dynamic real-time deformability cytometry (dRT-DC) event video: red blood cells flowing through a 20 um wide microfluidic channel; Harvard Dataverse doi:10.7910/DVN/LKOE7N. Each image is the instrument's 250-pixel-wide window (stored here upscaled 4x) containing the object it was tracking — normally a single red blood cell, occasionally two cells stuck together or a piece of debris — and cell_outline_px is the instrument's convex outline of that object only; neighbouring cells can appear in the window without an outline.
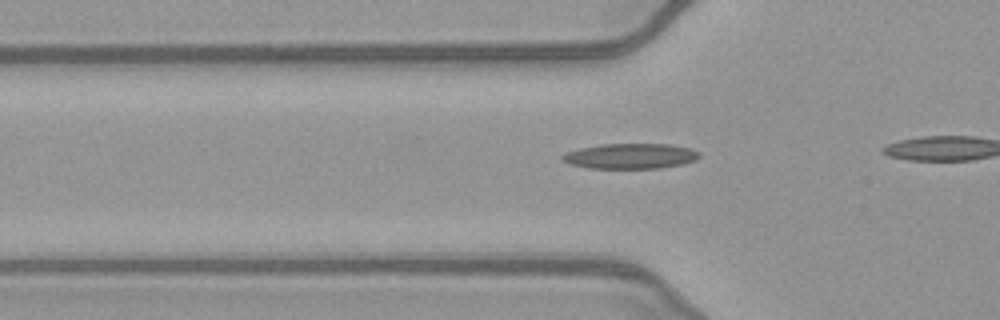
{"species": "common noctule bat (a hibernating species)", "species_latin": "Nyctalus noctula", "temperature_condition": "warm", "stored_images_in_passage": 7, "camera_frame_rate_fps": 3000, "um_per_image_px": 0.085, "animal": {"sex": "female", "body_mass_g": 21.9}, "frame": {"image": 1, "passage_image": 2, "time_ms": 0.333, "image_size_px": [1000, 320], "cell_outline_px": [[700, 156], [696, 160], [684, 164], [660, 168], [588, 168], [568, 164], [560, 160], [560, 156], [568, 152], [580, 148], [600, 144], [668, 144], [692, 148], [700, 152]], "centroid_in_image_um": [53.59, 13.27], "position_along_channel_um": 72.2, "area_um2": 20.4}}
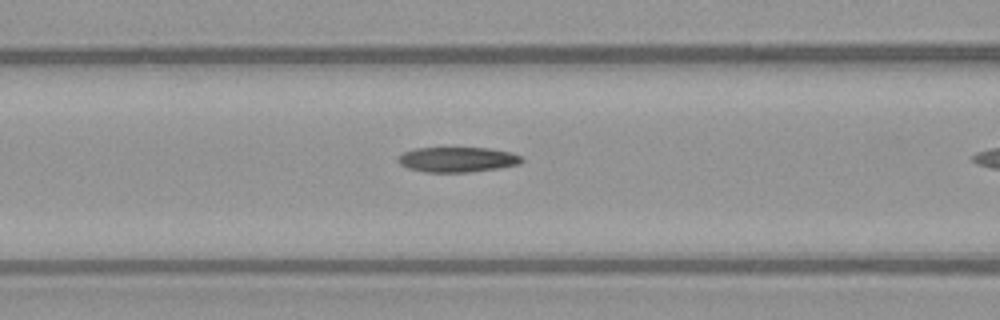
{"frame": {"image": 2, "passage_image": 6, "time_ms": 1.667, "image_size_px": [1000, 320], "cell_outline_px": [[524, 160], [520, 164], [500, 168], [468, 172], [424, 172], [408, 168], [400, 164], [396, 160], [396, 156], [404, 152], [416, 148], [488, 148], [512, 152], [520, 156]], "centroid_in_image_um": [38.87, 13.56], "position_along_channel_um": 127.7, "area_um2": 18.21}}